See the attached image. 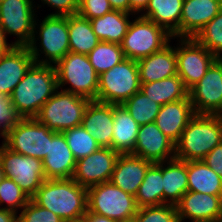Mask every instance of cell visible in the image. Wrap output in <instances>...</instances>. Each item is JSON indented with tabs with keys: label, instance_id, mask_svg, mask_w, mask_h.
Wrapping results in <instances>:
<instances>
[{
	"label": "cell",
	"instance_id": "4dcf8cb0",
	"mask_svg": "<svg viewBox=\"0 0 222 222\" xmlns=\"http://www.w3.org/2000/svg\"><path fill=\"white\" fill-rule=\"evenodd\" d=\"M70 52L88 55L100 42L89 19L78 13L68 16Z\"/></svg>",
	"mask_w": 222,
	"mask_h": 222
},
{
	"label": "cell",
	"instance_id": "ac0fdd59",
	"mask_svg": "<svg viewBox=\"0 0 222 222\" xmlns=\"http://www.w3.org/2000/svg\"><path fill=\"white\" fill-rule=\"evenodd\" d=\"M27 46H13L0 56V96L9 98L16 85L34 64Z\"/></svg>",
	"mask_w": 222,
	"mask_h": 222
},
{
	"label": "cell",
	"instance_id": "6da1fadb",
	"mask_svg": "<svg viewBox=\"0 0 222 222\" xmlns=\"http://www.w3.org/2000/svg\"><path fill=\"white\" fill-rule=\"evenodd\" d=\"M58 89L54 65L34 63L9 97L20 118H34Z\"/></svg>",
	"mask_w": 222,
	"mask_h": 222
},
{
	"label": "cell",
	"instance_id": "e0dca14e",
	"mask_svg": "<svg viewBox=\"0 0 222 222\" xmlns=\"http://www.w3.org/2000/svg\"><path fill=\"white\" fill-rule=\"evenodd\" d=\"M180 222L193 221L222 222V196L187 191L176 205Z\"/></svg>",
	"mask_w": 222,
	"mask_h": 222
},
{
	"label": "cell",
	"instance_id": "bcb514c9",
	"mask_svg": "<svg viewBox=\"0 0 222 222\" xmlns=\"http://www.w3.org/2000/svg\"><path fill=\"white\" fill-rule=\"evenodd\" d=\"M0 222H18L16 212L0 208Z\"/></svg>",
	"mask_w": 222,
	"mask_h": 222
},
{
	"label": "cell",
	"instance_id": "603a6c76",
	"mask_svg": "<svg viewBox=\"0 0 222 222\" xmlns=\"http://www.w3.org/2000/svg\"><path fill=\"white\" fill-rule=\"evenodd\" d=\"M152 164L133 154H120L110 181L116 187L135 197L146 171Z\"/></svg>",
	"mask_w": 222,
	"mask_h": 222
},
{
	"label": "cell",
	"instance_id": "2e32d148",
	"mask_svg": "<svg viewBox=\"0 0 222 222\" xmlns=\"http://www.w3.org/2000/svg\"><path fill=\"white\" fill-rule=\"evenodd\" d=\"M133 155L152 163L175 158V143L156 126L155 122L139 126Z\"/></svg>",
	"mask_w": 222,
	"mask_h": 222
},
{
	"label": "cell",
	"instance_id": "74e56055",
	"mask_svg": "<svg viewBox=\"0 0 222 222\" xmlns=\"http://www.w3.org/2000/svg\"><path fill=\"white\" fill-rule=\"evenodd\" d=\"M136 222H180L175 205L144 206L134 216Z\"/></svg>",
	"mask_w": 222,
	"mask_h": 222
},
{
	"label": "cell",
	"instance_id": "5b68a950",
	"mask_svg": "<svg viewBox=\"0 0 222 222\" xmlns=\"http://www.w3.org/2000/svg\"><path fill=\"white\" fill-rule=\"evenodd\" d=\"M57 89L34 117L51 131L63 132L81 125L85 110L91 101L88 98Z\"/></svg>",
	"mask_w": 222,
	"mask_h": 222
},
{
	"label": "cell",
	"instance_id": "60d3db41",
	"mask_svg": "<svg viewBox=\"0 0 222 222\" xmlns=\"http://www.w3.org/2000/svg\"><path fill=\"white\" fill-rule=\"evenodd\" d=\"M20 119L12 109L9 98L0 96V137L10 130Z\"/></svg>",
	"mask_w": 222,
	"mask_h": 222
},
{
	"label": "cell",
	"instance_id": "f907efd6",
	"mask_svg": "<svg viewBox=\"0 0 222 222\" xmlns=\"http://www.w3.org/2000/svg\"><path fill=\"white\" fill-rule=\"evenodd\" d=\"M5 178V173L3 171V167L0 163V183L2 182V180Z\"/></svg>",
	"mask_w": 222,
	"mask_h": 222
},
{
	"label": "cell",
	"instance_id": "7c38bea8",
	"mask_svg": "<svg viewBox=\"0 0 222 222\" xmlns=\"http://www.w3.org/2000/svg\"><path fill=\"white\" fill-rule=\"evenodd\" d=\"M34 3L33 0H2L0 2V27L5 37L10 34L18 38L12 42L14 46H27L32 39L37 17Z\"/></svg>",
	"mask_w": 222,
	"mask_h": 222
},
{
	"label": "cell",
	"instance_id": "9c48e42d",
	"mask_svg": "<svg viewBox=\"0 0 222 222\" xmlns=\"http://www.w3.org/2000/svg\"><path fill=\"white\" fill-rule=\"evenodd\" d=\"M56 133L35 118H20L2 138L11 151L43 160L47 156L49 140Z\"/></svg>",
	"mask_w": 222,
	"mask_h": 222
},
{
	"label": "cell",
	"instance_id": "277c9868",
	"mask_svg": "<svg viewBox=\"0 0 222 222\" xmlns=\"http://www.w3.org/2000/svg\"><path fill=\"white\" fill-rule=\"evenodd\" d=\"M36 21L35 18L34 33L30 43L27 45L30 54L36 64L56 65L70 52L68 16L47 15L40 25ZM37 28L39 30H35ZM38 40L40 44L37 42ZM37 44L41 46L38 48ZM41 54H45L44 56L46 59H40Z\"/></svg>",
	"mask_w": 222,
	"mask_h": 222
},
{
	"label": "cell",
	"instance_id": "484cf974",
	"mask_svg": "<svg viewBox=\"0 0 222 222\" xmlns=\"http://www.w3.org/2000/svg\"><path fill=\"white\" fill-rule=\"evenodd\" d=\"M184 0H150L140 16L164 28L173 38H180V20Z\"/></svg>",
	"mask_w": 222,
	"mask_h": 222
},
{
	"label": "cell",
	"instance_id": "4fadbf2b",
	"mask_svg": "<svg viewBox=\"0 0 222 222\" xmlns=\"http://www.w3.org/2000/svg\"><path fill=\"white\" fill-rule=\"evenodd\" d=\"M179 47H175L177 75L189 90L206 73L217 59L207 48L194 38H180Z\"/></svg>",
	"mask_w": 222,
	"mask_h": 222
},
{
	"label": "cell",
	"instance_id": "8992f818",
	"mask_svg": "<svg viewBox=\"0 0 222 222\" xmlns=\"http://www.w3.org/2000/svg\"><path fill=\"white\" fill-rule=\"evenodd\" d=\"M54 66L58 89L97 101L99 75L87 55L69 52ZM65 84L70 87L62 89Z\"/></svg>",
	"mask_w": 222,
	"mask_h": 222
},
{
	"label": "cell",
	"instance_id": "f1b7e54d",
	"mask_svg": "<svg viewBox=\"0 0 222 222\" xmlns=\"http://www.w3.org/2000/svg\"><path fill=\"white\" fill-rule=\"evenodd\" d=\"M188 190L222 196V178L202 160L187 161Z\"/></svg>",
	"mask_w": 222,
	"mask_h": 222
},
{
	"label": "cell",
	"instance_id": "52a82bcc",
	"mask_svg": "<svg viewBox=\"0 0 222 222\" xmlns=\"http://www.w3.org/2000/svg\"><path fill=\"white\" fill-rule=\"evenodd\" d=\"M139 207L136 198L111 181L87 188V211L117 222L133 219Z\"/></svg>",
	"mask_w": 222,
	"mask_h": 222
},
{
	"label": "cell",
	"instance_id": "d4e9b609",
	"mask_svg": "<svg viewBox=\"0 0 222 222\" xmlns=\"http://www.w3.org/2000/svg\"><path fill=\"white\" fill-rule=\"evenodd\" d=\"M162 177L163 204L176 206L188 191L187 161L173 158L162 162Z\"/></svg>",
	"mask_w": 222,
	"mask_h": 222
},
{
	"label": "cell",
	"instance_id": "cb8c5ba5",
	"mask_svg": "<svg viewBox=\"0 0 222 222\" xmlns=\"http://www.w3.org/2000/svg\"><path fill=\"white\" fill-rule=\"evenodd\" d=\"M141 83L163 80L177 75L175 46L168 43L161 50L137 61Z\"/></svg>",
	"mask_w": 222,
	"mask_h": 222
},
{
	"label": "cell",
	"instance_id": "ee69618b",
	"mask_svg": "<svg viewBox=\"0 0 222 222\" xmlns=\"http://www.w3.org/2000/svg\"><path fill=\"white\" fill-rule=\"evenodd\" d=\"M150 0H129L130 14L139 15L143 13L149 5ZM141 12V13H140Z\"/></svg>",
	"mask_w": 222,
	"mask_h": 222
},
{
	"label": "cell",
	"instance_id": "f35d334b",
	"mask_svg": "<svg viewBox=\"0 0 222 222\" xmlns=\"http://www.w3.org/2000/svg\"><path fill=\"white\" fill-rule=\"evenodd\" d=\"M18 222H64L52 211L37 205L32 199L18 214Z\"/></svg>",
	"mask_w": 222,
	"mask_h": 222
},
{
	"label": "cell",
	"instance_id": "f546056e",
	"mask_svg": "<svg viewBox=\"0 0 222 222\" xmlns=\"http://www.w3.org/2000/svg\"><path fill=\"white\" fill-rule=\"evenodd\" d=\"M140 91L161 106L181 99H189L188 89L178 75L159 81L141 83Z\"/></svg>",
	"mask_w": 222,
	"mask_h": 222
},
{
	"label": "cell",
	"instance_id": "9a60e30c",
	"mask_svg": "<svg viewBox=\"0 0 222 222\" xmlns=\"http://www.w3.org/2000/svg\"><path fill=\"white\" fill-rule=\"evenodd\" d=\"M119 153L100 147L76 162L73 180L85 188L111 180Z\"/></svg>",
	"mask_w": 222,
	"mask_h": 222
},
{
	"label": "cell",
	"instance_id": "7dc6e473",
	"mask_svg": "<svg viewBox=\"0 0 222 222\" xmlns=\"http://www.w3.org/2000/svg\"><path fill=\"white\" fill-rule=\"evenodd\" d=\"M14 45L12 43H8L0 27V56L6 54Z\"/></svg>",
	"mask_w": 222,
	"mask_h": 222
},
{
	"label": "cell",
	"instance_id": "ab89813d",
	"mask_svg": "<svg viewBox=\"0 0 222 222\" xmlns=\"http://www.w3.org/2000/svg\"><path fill=\"white\" fill-rule=\"evenodd\" d=\"M112 10L108 0H80L78 14L90 20L104 16Z\"/></svg>",
	"mask_w": 222,
	"mask_h": 222
},
{
	"label": "cell",
	"instance_id": "83f0119b",
	"mask_svg": "<svg viewBox=\"0 0 222 222\" xmlns=\"http://www.w3.org/2000/svg\"><path fill=\"white\" fill-rule=\"evenodd\" d=\"M129 17V13L112 10L104 16L90 19V22L100 41L121 44L131 23Z\"/></svg>",
	"mask_w": 222,
	"mask_h": 222
},
{
	"label": "cell",
	"instance_id": "7a4b0ae2",
	"mask_svg": "<svg viewBox=\"0 0 222 222\" xmlns=\"http://www.w3.org/2000/svg\"><path fill=\"white\" fill-rule=\"evenodd\" d=\"M31 199L64 222L84 217L87 213V188L72 178L46 179Z\"/></svg>",
	"mask_w": 222,
	"mask_h": 222
},
{
	"label": "cell",
	"instance_id": "8d00e7d4",
	"mask_svg": "<svg viewBox=\"0 0 222 222\" xmlns=\"http://www.w3.org/2000/svg\"><path fill=\"white\" fill-rule=\"evenodd\" d=\"M30 199L13 179L5 177L0 183L1 209L11 210L18 214V210H22ZM3 203L7 204L6 207L3 206Z\"/></svg>",
	"mask_w": 222,
	"mask_h": 222
},
{
	"label": "cell",
	"instance_id": "ba28073f",
	"mask_svg": "<svg viewBox=\"0 0 222 222\" xmlns=\"http://www.w3.org/2000/svg\"><path fill=\"white\" fill-rule=\"evenodd\" d=\"M141 82L137 61L124 59L99 75L97 101L122 105L140 91Z\"/></svg>",
	"mask_w": 222,
	"mask_h": 222
},
{
	"label": "cell",
	"instance_id": "4316f807",
	"mask_svg": "<svg viewBox=\"0 0 222 222\" xmlns=\"http://www.w3.org/2000/svg\"><path fill=\"white\" fill-rule=\"evenodd\" d=\"M112 149L119 154H132L136 144L139 124L124 105H113Z\"/></svg>",
	"mask_w": 222,
	"mask_h": 222
},
{
	"label": "cell",
	"instance_id": "30bf717a",
	"mask_svg": "<svg viewBox=\"0 0 222 222\" xmlns=\"http://www.w3.org/2000/svg\"><path fill=\"white\" fill-rule=\"evenodd\" d=\"M172 38L164 28L138 15L130 23L121 47L125 58L138 61L161 50Z\"/></svg>",
	"mask_w": 222,
	"mask_h": 222
},
{
	"label": "cell",
	"instance_id": "44dd1931",
	"mask_svg": "<svg viewBox=\"0 0 222 222\" xmlns=\"http://www.w3.org/2000/svg\"><path fill=\"white\" fill-rule=\"evenodd\" d=\"M113 124V104L91 100L81 125L96 139L100 147L112 149Z\"/></svg>",
	"mask_w": 222,
	"mask_h": 222
},
{
	"label": "cell",
	"instance_id": "8fae6325",
	"mask_svg": "<svg viewBox=\"0 0 222 222\" xmlns=\"http://www.w3.org/2000/svg\"><path fill=\"white\" fill-rule=\"evenodd\" d=\"M0 163L5 177L13 179L30 198L46 180L42 160L13 152L3 142Z\"/></svg>",
	"mask_w": 222,
	"mask_h": 222
},
{
	"label": "cell",
	"instance_id": "e575fe53",
	"mask_svg": "<svg viewBox=\"0 0 222 222\" xmlns=\"http://www.w3.org/2000/svg\"><path fill=\"white\" fill-rule=\"evenodd\" d=\"M62 133L76 160L87 157L100 148L96 139L82 125L67 129Z\"/></svg>",
	"mask_w": 222,
	"mask_h": 222
},
{
	"label": "cell",
	"instance_id": "7402d4cb",
	"mask_svg": "<svg viewBox=\"0 0 222 222\" xmlns=\"http://www.w3.org/2000/svg\"><path fill=\"white\" fill-rule=\"evenodd\" d=\"M195 114L190 99H181L162 105L155 124L164 135L176 143Z\"/></svg>",
	"mask_w": 222,
	"mask_h": 222
},
{
	"label": "cell",
	"instance_id": "836d02e7",
	"mask_svg": "<svg viewBox=\"0 0 222 222\" xmlns=\"http://www.w3.org/2000/svg\"><path fill=\"white\" fill-rule=\"evenodd\" d=\"M123 105L139 125L155 122L161 107L141 91L135 93Z\"/></svg>",
	"mask_w": 222,
	"mask_h": 222
},
{
	"label": "cell",
	"instance_id": "f5cc1de1",
	"mask_svg": "<svg viewBox=\"0 0 222 222\" xmlns=\"http://www.w3.org/2000/svg\"><path fill=\"white\" fill-rule=\"evenodd\" d=\"M193 222H212V221H193Z\"/></svg>",
	"mask_w": 222,
	"mask_h": 222
},
{
	"label": "cell",
	"instance_id": "f6af8a7d",
	"mask_svg": "<svg viewBox=\"0 0 222 222\" xmlns=\"http://www.w3.org/2000/svg\"><path fill=\"white\" fill-rule=\"evenodd\" d=\"M113 10L123 11L130 14L129 0H108Z\"/></svg>",
	"mask_w": 222,
	"mask_h": 222
},
{
	"label": "cell",
	"instance_id": "d6986e66",
	"mask_svg": "<svg viewBox=\"0 0 222 222\" xmlns=\"http://www.w3.org/2000/svg\"><path fill=\"white\" fill-rule=\"evenodd\" d=\"M46 179H71L76 162L63 133L57 132L49 140L47 156L42 160Z\"/></svg>",
	"mask_w": 222,
	"mask_h": 222
},
{
	"label": "cell",
	"instance_id": "b9f144b4",
	"mask_svg": "<svg viewBox=\"0 0 222 222\" xmlns=\"http://www.w3.org/2000/svg\"><path fill=\"white\" fill-rule=\"evenodd\" d=\"M43 5L56 9V11L48 15L70 16L78 13L79 2L77 0H41Z\"/></svg>",
	"mask_w": 222,
	"mask_h": 222
},
{
	"label": "cell",
	"instance_id": "7bdbcfd3",
	"mask_svg": "<svg viewBox=\"0 0 222 222\" xmlns=\"http://www.w3.org/2000/svg\"><path fill=\"white\" fill-rule=\"evenodd\" d=\"M202 161L222 178V142L215 146Z\"/></svg>",
	"mask_w": 222,
	"mask_h": 222
},
{
	"label": "cell",
	"instance_id": "816d5d0a",
	"mask_svg": "<svg viewBox=\"0 0 222 222\" xmlns=\"http://www.w3.org/2000/svg\"><path fill=\"white\" fill-rule=\"evenodd\" d=\"M121 222H136L135 219H130V220H126V221H121Z\"/></svg>",
	"mask_w": 222,
	"mask_h": 222
},
{
	"label": "cell",
	"instance_id": "5bb4252c",
	"mask_svg": "<svg viewBox=\"0 0 222 222\" xmlns=\"http://www.w3.org/2000/svg\"><path fill=\"white\" fill-rule=\"evenodd\" d=\"M188 96L196 114L222 115V58L211 64Z\"/></svg>",
	"mask_w": 222,
	"mask_h": 222
},
{
	"label": "cell",
	"instance_id": "d6a6232c",
	"mask_svg": "<svg viewBox=\"0 0 222 222\" xmlns=\"http://www.w3.org/2000/svg\"><path fill=\"white\" fill-rule=\"evenodd\" d=\"M87 57L98 75L126 59L121 44L106 41H100Z\"/></svg>",
	"mask_w": 222,
	"mask_h": 222
},
{
	"label": "cell",
	"instance_id": "d590c367",
	"mask_svg": "<svg viewBox=\"0 0 222 222\" xmlns=\"http://www.w3.org/2000/svg\"><path fill=\"white\" fill-rule=\"evenodd\" d=\"M217 58H222V9L194 37Z\"/></svg>",
	"mask_w": 222,
	"mask_h": 222
},
{
	"label": "cell",
	"instance_id": "c3c4849f",
	"mask_svg": "<svg viewBox=\"0 0 222 222\" xmlns=\"http://www.w3.org/2000/svg\"><path fill=\"white\" fill-rule=\"evenodd\" d=\"M85 216H86L88 222H117L113 219H110V218L102 216V215L89 213L88 211Z\"/></svg>",
	"mask_w": 222,
	"mask_h": 222
},
{
	"label": "cell",
	"instance_id": "1f68e13d",
	"mask_svg": "<svg viewBox=\"0 0 222 222\" xmlns=\"http://www.w3.org/2000/svg\"><path fill=\"white\" fill-rule=\"evenodd\" d=\"M135 198L139 208L163 205L162 162L153 163L148 168Z\"/></svg>",
	"mask_w": 222,
	"mask_h": 222
},
{
	"label": "cell",
	"instance_id": "3957f363",
	"mask_svg": "<svg viewBox=\"0 0 222 222\" xmlns=\"http://www.w3.org/2000/svg\"><path fill=\"white\" fill-rule=\"evenodd\" d=\"M222 142V115L195 114L175 143V158L202 160Z\"/></svg>",
	"mask_w": 222,
	"mask_h": 222
},
{
	"label": "cell",
	"instance_id": "681fc988",
	"mask_svg": "<svg viewBox=\"0 0 222 222\" xmlns=\"http://www.w3.org/2000/svg\"><path fill=\"white\" fill-rule=\"evenodd\" d=\"M67 222H88L86 216L78 218V219H73L71 221H67Z\"/></svg>",
	"mask_w": 222,
	"mask_h": 222
},
{
	"label": "cell",
	"instance_id": "ffe728a7",
	"mask_svg": "<svg viewBox=\"0 0 222 222\" xmlns=\"http://www.w3.org/2000/svg\"><path fill=\"white\" fill-rule=\"evenodd\" d=\"M222 9V0H184L180 38H194Z\"/></svg>",
	"mask_w": 222,
	"mask_h": 222
}]
</instances>
